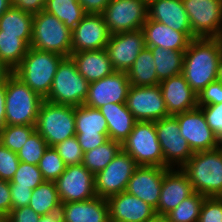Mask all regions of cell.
<instances>
[{
  "label": "cell",
  "instance_id": "obj_39",
  "mask_svg": "<svg viewBox=\"0 0 222 222\" xmlns=\"http://www.w3.org/2000/svg\"><path fill=\"white\" fill-rule=\"evenodd\" d=\"M66 167L67 165L63 162V159L58 155L54 147H48L38 163V168L45 181L55 182Z\"/></svg>",
  "mask_w": 222,
  "mask_h": 222
},
{
  "label": "cell",
  "instance_id": "obj_56",
  "mask_svg": "<svg viewBox=\"0 0 222 222\" xmlns=\"http://www.w3.org/2000/svg\"><path fill=\"white\" fill-rule=\"evenodd\" d=\"M150 222H169L165 216H155Z\"/></svg>",
  "mask_w": 222,
  "mask_h": 222
},
{
  "label": "cell",
  "instance_id": "obj_33",
  "mask_svg": "<svg viewBox=\"0 0 222 222\" xmlns=\"http://www.w3.org/2000/svg\"><path fill=\"white\" fill-rule=\"evenodd\" d=\"M121 149V143L108 139L102 145L84 152L82 164L95 176L114 159Z\"/></svg>",
  "mask_w": 222,
  "mask_h": 222
},
{
  "label": "cell",
  "instance_id": "obj_40",
  "mask_svg": "<svg viewBox=\"0 0 222 222\" xmlns=\"http://www.w3.org/2000/svg\"><path fill=\"white\" fill-rule=\"evenodd\" d=\"M49 146L43 137L35 131L22 148L17 152L20 162H25L32 165H38L44 152Z\"/></svg>",
  "mask_w": 222,
  "mask_h": 222
},
{
  "label": "cell",
  "instance_id": "obj_18",
  "mask_svg": "<svg viewBox=\"0 0 222 222\" xmlns=\"http://www.w3.org/2000/svg\"><path fill=\"white\" fill-rule=\"evenodd\" d=\"M130 86L126 72L114 71L111 75L90 83L84 105L99 109L110 103H126Z\"/></svg>",
  "mask_w": 222,
  "mask_h": 222
},
{
  "label": "cell",
  "instance_id": "obj_27",
  "mask_svg": "<svg viewBox=\"0 0 222 222\" xmlns=\"http://www.w3.org/2000/svg\"><path fill=\"white\" fill-rule=\"evenodd\" d=\"M64 222H110L109 207L105 198L65 203Z\"/></svg>",
  "mask_w": 222,
  "mask_h": 222
},
{
  "label": "cell",
  "instance_id": "obj_12",
  "mask_svg": "<svg viewBox=\"0 0 222 222\" xmlns=\"http://www.w3.org/2000/svg\"><path fill=\"white\" fill-rule=\"evenodd\" d=\"M137 166L135 160L121 149L114 159L95 175L96 196L107 199L124 192Z\"/></svg>",
  "mask_w": 222,
  "mask_h": 222
},
{
  "label": "cell",
  "instance_id": "obj_11",
  "mask_svg": "<svg viewBox=\"0 0 222 222\" xmlns=\"http://www.w3.org/2000/svg\"><path fill=\"white\" fill-rule=\"evenodd\" d=\"M155 128L164 155V168H181L194 152L180 134L177 118L170 115L155 121Z\"/></svg>",
  "mask_w": 222,
  "mask_h": 222
},
{
  "label": "cell",
  "instance_id": "obj_8",
  "mask_svg": "<svg viewBox=\"0 0 222 222\" xmlns=\"http://www.w3.org/2000/svg\"><path fill=\"white\" fill-rule=\"evenodd\" d=\"M122 149L138 166L164 167V155L158 141L154 121H136Z\"/></svg>",
  "mask_w": 222,
  "mask_h": 222
},
{
  "label": "cell",
  "instance_id": "obj_44",
  "mask_svg": "<svg viewBox=\"0 0 222 222\" xmlns=\"http://www.w3.org/2000/svg\"><path fill=\"white\" fill-rule=\"evenodd\" d=\"M205 120L222 144V103L217 105L200 106Z\"/></svg>",
  "mask_w": 222,
  "mask_h": 222
},
{
  "label": "cell",
  "instance_id": "obj_35",
  "mask_svg": "<svg viewBox=\"0 0 222 222\" xmlns=\"http://www.w3.org/2000/svg\"><path fill=\"white\" fill-rule=\"evenodd\" d=\"M60 203L54 181H44L32 192L29 207L39 215H46L50 209Z\"/></svg>",
  "mask_w": 222,
  "mask_h": 222
},
{
  "label": "cell",
  "instance_id": "obj_37",
  "mask_svg": "<svg viewBox=\"0 0 222 222\" xmlns=\"http://www.w3.org/2000/svg\"><path fill=\"white\" fill-rule=\"evenodd\" d=\"M35 131V126L5 125L0 129V143L17 153Z\"/></svg>",
  "mask_w": 222,
  "mask_h": 222
},
{
  "label": "cell",
  "instance_id": "obj_51",
  "mask_svg": "<svg viewBox=\"0 0 222 222\" xmlns=\"http://www.w3.org/2000/svg\"><path fill=\"white\" fill-rule=\"evenodd\" d=\"M65 203L60 202L52 207L46 215H41L39 222H64Z\"/></svg>",
  "mask_w": 222,
  "mask_h": 222
},
{
  "label": "cell",
  "instance_id": "obj_46",
  "mask_svg": "<svg viewBox=\"0 0 222 222\" xmlns=\"http://www.w3.org/2000/svg\"><path fill=\"white\" fill-rule=\"evenodd\" d=\"M41 215L37 214L29 206L12 209L5 218V222H39Z\"/></svg>",
  "mask_w": 222,
  "mask_h": 222
},
{
  "label": "cell",
  "instance_id": "obj_3",
  "mask_svg": "<svg viewBox=\"0 0 222 222\" xmlns=\"http://www.w3.org/2000/svg\"><path fill=\"white\" fill-rule=\"evenodd\" d=\"M63 58L60 54L30 47L13 73L45 99L50 93L57 67Z\"/></svg>",
  "mask_w": 222,
  "mask_h": 222
},
{
  "label": "cell",
  "instance_id": "obj_4",
  "mask_svg": "<svg viewBox=\"0 0 222 222\" xmlns=\"http://www.w3.org/2000/svg\"><path fill=\"white\" fill-rule=\"evenodd\" d=\"M5 125L35 126L44 99L12 73L5 83Z\"/></svg>",
  "mask_w": 222,
  "mask_h": 222
},
{
  "label": "cell",
  "instance_id": "obj_54",
  "mask_svg": "<svg viewBox=\"0 0 222 222\" xmlns=\"http://www.w3.org/2000/svg\"><path fill=\"white\" fill-rule=\"evenodd\" d=\"M11 0H0V16L11 7Z\"/></svg>",
  "mask_w": 222,
  "mask_h": 222
},
{
  "label": "cell",
  "instance_id": "obj_13",
  "mask_svg": "<svg viewBox=\"0 0 222 222\" xmlns=\"http://www.w3.org/2000/svg\"><path fill=\"white\" fill-rule=\"evenodd\" d=\"M126 106L136 121H158L168 114L159 85L130 86Z\"/></svg>",
  "mask_w": 222,
  "mask_h": 222
},
{
  "label": "cell",
  "instance_id": "obj_48",
  "mask_svg": "<svg viewBox=\"0 0 222 222\" xmlns=\"http://www.w3.org/2000/svg\"><path fill=\"white\" fill-rule=\"evenodd\" d=\"M12 210L9 181L0 179V214L6 218Z\"/></svg>",
  "mask_w": 222,
  "mask_h": 222
},
{
  "label": "cell",
  "instance_id": "obj_14",
  "mask_svg": "<svg viewBox=\"0 0 222 222\" xmlns=\"http://www.w3.org/2000/svg\"><path fill=\"white\" fill-rule=\"evenodd\" d=\"M95 176L83 165H68L55 181L60 202H78L93 199Z\"/></svg>",
  "mask_w": 222,
  "mask_h": 222
},
{
  "label": "cell",
  "instance_id": "obj_45",
  "mask_svg": "<svg viewBox=\"0 0 222 222\" xmlns=\"http://www.w3.org/2000/svg\"><path fill=\"white\" fill-rule=\"evenodd\" d=\"M222 103V82L215 81L209 83L198 94V107L207 105H217Z\"/></svg>",
  "mask_w": 222,
  "mask_h": 222
},
{
  "label": "cell",
  "instance_id": "obj_55",
  "mask_svg": "<svg viewBox=\"0 0 222 222\" xmlns=\"http://www.w3.org/2000/svg\"><path fill=\"white\" fill-rule=\"evenodd\" d=\"M217 81L222 82V56H221V58L219 60V64H218Z\"/></svg>",
  "mask_w": 222,
  "mask_h": 222
},
{
  "label": "cell",
  "instance_id": "obj_57",
  "mask_svg": "<svg viewBox=\"0 0 222 222\" xmlns=\"http://www.w3.org/2000/svg\"><path fill=\"white\" fill-rule=\"evenodd\" d=\"M0 222H5V218L0 214Z\"/></svg>",
  "mask_w": 222,
  "mask_h": 222
},
{
  "label": "cell",
  "instance_id": "obj_16",
  "mask_svg": "<svg viewBox=\"0 0 222 222\" xmlns=\"http://www.w3.org/2000/svg\"><path fill=\"white\" fill-rule=\"evenodd\" d=\"M76 138L83 152L94 149L108 140V124L102 113L86 105L75 107Z\"/></svg>",
  "mask_w": 222,
  "mask_h": 222
},
{
  "label": "cell",
  "instance_id": "obj_32",
  "mask_svg": "<svg viewBox=\"0 0 222 222\" xmlns=\"http://www.w3.org/2000/svg\"><path fill=\"white\" fill-rule=\"evenodd\" d=\"M44 10L56 16L70 31L86 15L78 0H45Z\"/></svg>",
  "mask_w": 222,
  "mask_h": 222
},
{
  "label": "cell",
  "instance_id": "obj_36",
  "mask_svg": "<svg viewBox=\"0 0 222 222\" xmlns=\"http://www.w3.org/2000/svg\"><path fill=\"white\" fill-rule=\"evenodd\" d=\"M206 196L194 192L165 217L169 222H198L201 206Z\"/></svg>",
  "mask_w": 222,
  "mask_h": 222
},
{
  "label": "cell",
  "instance_id": "obj_6",
  "mask_svg": "<svg viewBox=\"0 0 222 222\" xmlns=\"http://www.w3.org/2000/svg\"><path fill=\"white\" fill-rule=\"evenodd\" d=\"M90 83L77 71L71 57H64L59 63L54 76L50 93L44 99L56 104L83 105Z\"/></svg>",
  "mask_w": 222,
  "mask_h": 222
},
{
  "label": "cell",
  "instance_id": "obj_28",
  "mask_svg": "<svg viewBox=\"0 0 222 222\" xmlns=\"http://www.w3.org/2000/svg\"><path fill=\"white\" fill-rule=\"evenodd\" d=\"M108 124V139L121 144L130 135L136 120L129 111L126 103H110L98 109Z\"/></svg>",
  "mask_w": 222,
  "mask_h": 222
},
{
  "label": "cell",
  "instance_id": "obj_42",
  "mask_svg": "<svg viewBox=\"0 0 222 222\" xmlns=\"http://www.w3.org/2000/svg\"><path fill=\"white\" fill-rule=\"evenodd\" d=\"M19 162L17 153L0 143V179L10 182L18 169Z\"/></svg>",
  "mask_w": 222,
  "mask_h": 222
},
{
  "label": "cell",
  "instance_id": "obj_17",
  "mask_svg": "<svg viewBox=\"0 0 222 222\" xmlns=\"http://www.w3.org/2000/svg\"><path fill=\"white\" fill-rule=\"evenodd\" d=\"M146 47L142 29L111 34L106 51L115 71L126 72Z\"/></svg>",
  "mask_w": 222,
  "mask_h": 222
},
{
  "label": "cell",
  "instance_id": "obj_47",
  "mask_svg": "<svg viewBox=\"0 0 222 222\" xmlns=\"http://www.w3.org/2000/svg\"><path fill=\"white\" fill-rule=\"evenodd\" d=\"M32 192L31 188L10 187L12 209L29 206Z\"/></svg>",
  "mask_w": 222,
  "mask_h": 222
},
{
  "label": "cell",
  "instance_id": "obj_50",
  "mask_svg": "<svg viewBox=\"0 0 222 222\" xmlns=\"http://www.w3.org/2000/svg\"><path fill=\"white\" fill-rule=\"evenodd\" d=\"M86 14H102L110 0H78Z\"/></svg>",
  "mask_w": 222,
  "mask_h": 222
},
{
  "label": "cell",
  "instance_id": "obj_15",
  "mask_svg": "<svg viewBox=\"0 0 222 222\" xmlns=\"http://www.w3.org/2000/svg\"><path fill=\"white\" fill-rule=\"evenodd\" d=\"M174 116L178 120L180 134L193 152L210 151L222 145L208 126L200 107Z\"/></svg>",
  "mask_w": 222,
  "mask_h": 222
},
{
  "label": "cell",
  "instance_id": "obj_26",
  "mask_svg": "<svg viewBox=\"0 0 222 222\" xmlns=\"http://www.w3.org/2000/svg\"><path fill=\"white\" fill-rule=\"evenodd\" d=\"M70 57L74 61L77 71L89 83L109 76L115 71L105 48L71 53Z\"/></svg>",
  "mask_w": 222,
  "mask_h": 222
},
{
  "label": "cell",
  "instance_id": "obj_34",
  "mask_svg": "<svg viewBox=\"0 0 222 222\" xmlns=\"http://www.w3.org/2000/svg\"><path fill=\"white\" fill-rule=\"evenodd\" d=\"M30 45L21 35L2 34L0 30V60L14 70L25 57Z\"/></svg>",
  "mask_w": 222,
  "mask_h": 222
},
{
  "label": "cell",
  "instance_id": "obj_23",
  "mask_svg": "<svg viewBox=\"0 0 222 222\" xmlns=\"http://www.w3.org/2000/svg\"><path fill=\"white\" fill-rule=\"evenodd\" d=\"M169 115H176L198 107V95L190 87L183 74L159 83Z\"/></svg>",
  "mask_w": 222,
  "mask_h": 222
},
{
  "label": "cell",
  "instance_id": "obj_31",
  "mask_svg": "<svg viewBox=\"0 0 222 222\" xmlns=\"http://www.w3.org/2000/svg\"><path fill=\"white\" fill-rule=\"evenodd\" d=\"M149 48L155 60L156 73L160 82L182 74L185 51H171L159 46Z\"/></svg>",
  "mask_w": 222,
  "mask_h": 222
},
{
  "label": "cell",
  "instance_id": "obj_2",
  "mask_svg": "<svg viewBox=\"0 0 222 222\" xmlns=\"http://www.w3.org/2000/svg\"><path fill=\"white\" fill-rule=\"evenodd\" d=\"M181 170L194 192L206 197H222V145L214 150L194 152Z\"/></svg>",
  "mask_w": 222,
  "mask_h": 222
},
{
  "label": "cell",
  "instance_id": "obj_22",
  "mask_svg": "<svg viewBox=\"0 0 222 222\" xmlns=\"http://www.w3.org/2000/svg\"><path fill=\"white\" fill-rule=\"evenodd\" d=\"M194 193L191 182L181 168H169L163 177L157 216H166Z\"/></svg>",
  "mask_w": 222,
  "mask_h": 222
},
{
  "label": "cell",
  "instance_id": "obj_5",
  "mask_svg": "<svg viewBox=\"0 0 222 222\" xmlns=\"http://www.w3.org/2000/svg\"><path fill=\"white\" fill-rule=\"evenodd\" d=\"M49 147L76 135L75 107L43 101L35 125Z\"/></svg>",
  "mask_w": 222,
  "mask_h": 222
},
{
  "label": "cell",
  "instance_id": "obj_49",
  "mask_svg": "<svg viewBox=\"0 0 222 222\" xmlns=\"http://www.w3.org/2000/svg\"><path fill=\"white\" fill-rule=\"evenodd\" d=\"M11 5L31 14L44 10L45 0H11Z\"/></svg>",
  "mask_w": 222,
  "mask_h": 222
},
{
  "label": "cell",
  "instance_id": "obj_19",
  "mask_svg": "<svg viewBox=\"0 0 222 222\" xmlns=\"http://www.w3.org/2000/svg\"><path fill=\"white\" fill-rule=\"evenodd\" d=\"M110 35L102 14H86L71 32L72 53L106 48Z\"/></svg>",
  "mask_w": 222,
  "mask_h": 222
},
{
  "label": "cell",
  "instance_id": "obj_21",
  "mask_svg": "<svg viewBox=\"0 0 222 222\" xmlns=\"http://www.w3.org/2000/svg\"><path fill=\"white\" fill-rule=\"evenodd\" d=\"M106 200L110 222H150L156 216L152 206L126 191Z\"/></svg>",
  "mask_w": 222,
  "mask_h": 222
},
{
  "label": "cell",
  "instance_id": "obj_53",
  "mask_svg": "<svg viewBox=\"0 0 222 222\" xmlns=\"http://www.w3.org/2000/svg\"><path fill=\"white\" fill-rule=\"evenodd\" d=\"M13 73L3 61L0 60V84L6 83L7 78Z\"/></svg>",
  "mask_w": 222,
  "mask_h": 222
},
{
  "label": "cell",
  "instance_id": "obj_24",
  "mask_svg": "<svg viewBox=\"0 0 222 222\" xmlns=\"http://www.w3.org/2000/svg\"><path fill=\"white\" fill-rule=\"evenodd\" d=\"M142 31L146 47L159 46L171 51H186L191 40L195 39L192 32H179L149 18Z\"/></svg>",
  "mask_w": 222,
  "mask_h": 222
},
{
  "label": "cell",
  "instance_id": "obj_30",
  "mask_svg": "<svg viewBox=\"0 0 222 222\" xmlns=\"http://www.w3.org/2000/svg\"><path fill=\"white\" fill-rule=\"evenodd\" d=\"M131 86H154L159 85L156 73L155 60L149 47H145L131 68L127 71Z\"/></svg>",
  "mask_w": 222,
  "mask_h": 222
},
{
  "label": "cell",
  "instance_id": "obj_20",
  "mask_svg": "<svg viewBox=\"0 0 222 222\" xmlns=\"http://www.w3.org/2000/svg\"><path fill=\"white\" fill-rule=\"evenodd\" d=\"M168 169L158 166H137L125 191L140 198L156 210L160 200L164 173Z\"/></svg>",
  "mask_w": 222,
  "mask_h": 222
},
{
  "label": "cell",
  "instance_id": "obj_29",
  "mask_svg": "<svg viewBox=\"0 0 222 222\" xmlns=\"http://www.w3.org/2000/svg\"><path fill=\"white\" fill-rule=\"evenodd\" d=\"M33 16L29 12L11 6L0 16V30L2 34L21 35L29 45L32 40Z\"/></svg>",
  "mask_w": 222,
  "mask_h": 222
},
{
  "label": "cell",
  "instance_id": "obj_25",
  "mask_svg": "<svg viewBox=\"0 0 222 222\" xmlns=\"http://www.w3.org/2000/svg\"><path fill=\"white\" fill-rule=\"evenodd\" d=\"M148 18L179 32H192L182 0H148Z\"/></svg>",
  "mask_w": 222,
  "mask_h": 222
},
{
  "label": "cell",
  "instance_id": "obj_7",
  "mask_svg": "<svg viewBox=\"0 0 222 222\" xmlns=\"http://www.w3.org/2000/svg\"><path fill=\"white\" fill-rule=\"evenodd\" d=\"M71 32L56 16L42 10L33 16L30 47L70 57Z\"/></svg>",
  "mask_w": 222,
  "mask_h": 222
},
{
  "label": "cell",
  "instance_id": "obj_38",
  "mask_svg": "<svg viewBox=\"0 0 222 222\" xmlns=\"http://www.w3.org/2000/svg\"><path fill=\"white\" fill-rule=\"evenodd\" d=\"M44 181L45 180L43 179L38 165L19 162L18 169L15 172L12 180L9 182V186L31 188L32 190H34Z\"/></svg>",
  "mask_w": 222,
  "mask_h": 222
},
{
  "label": "cell",
  "instance_id": "obj_1",
  "mask_svg": "<svg viewBox=\"0 0 222 222\" xmlns=\"http://www.w3.org/2000/svg\"><path fill=\"white\" fill-rule=\"evenodd\" d=\"M221 56L222 38H195L191 40L184 53L182 74L197 95L209 83L217 81Z\"/></svg>",
  "mask_w": 222,
  "mask_h": 222
},
{
  "label": "cell",
  "instance_id": "obj_9",
  "mask_svg": "<svg viewBox=\"0 0 222 222\" xmlns=\"http://www.w3.org/2000/svg\"><path fill=\"white\" fill-rule=\"evenodd\" d=\"M195 38H222V0H182Z\"/></svg>",
  "mask_w": 222,
  "mask_h": 222
},
{
  "label": "cell",
  "instance_id": "obj_43",
  "mask_svg": "<svg viewBox=\"0 0 222 222\" xmlns=\"http://www.w3.org/2000/svg\"><path fill=\"white\" fill-rule=\"evenodd\" d=\"M198 222H222V197H206Z\"/></svg>",
  "mask_w": 222,
  "mask_h": 222
},
{
  "label": "cell",
  "instance_id": "obj_41",
  "mask_svg": "<svg viewBox=\"0 0 222 222\" xmlns=\"http://www.w3.org/2000/svg\"><path fill=\"white\" fill-rule=\"evenodd\" d=\"M54 149L67 166L82 164L84 152L80 147L76 136L62 141L54 146Z\"/></svg>",
  "mask_w": 222,
  "mask_h": 222
},
{
  "label": "cell",
  "instance_id": "obj_52",
  "mask_svg": "<svg viewBox=\"0 0 222 222\" xmlns=\"http://www.w3.org/2000/svg\"><path fill=\"white\" fill-rule=\"evenodd\" d=\"M5 95H6V89H5V83L0 84V129L5 126Z\"/></svg>",
  "mask_w": 222,
  "mask_h": 222
},
{
  "label": "cell",
  "instance_id": "obj_10",
  "mask_svg": "<svg viewBox=\"0 0 222 222\" xmlns=\"http://www.w3.org/2000/svg\"><path fill=\"white\" fill-rule=\"evenodd\" d=\"M102 16L110 34L142 29L148 18V0H110Z\"/></svg>",
  "mask_w": 222,
  "mask_h": 222
}]
</instances>
